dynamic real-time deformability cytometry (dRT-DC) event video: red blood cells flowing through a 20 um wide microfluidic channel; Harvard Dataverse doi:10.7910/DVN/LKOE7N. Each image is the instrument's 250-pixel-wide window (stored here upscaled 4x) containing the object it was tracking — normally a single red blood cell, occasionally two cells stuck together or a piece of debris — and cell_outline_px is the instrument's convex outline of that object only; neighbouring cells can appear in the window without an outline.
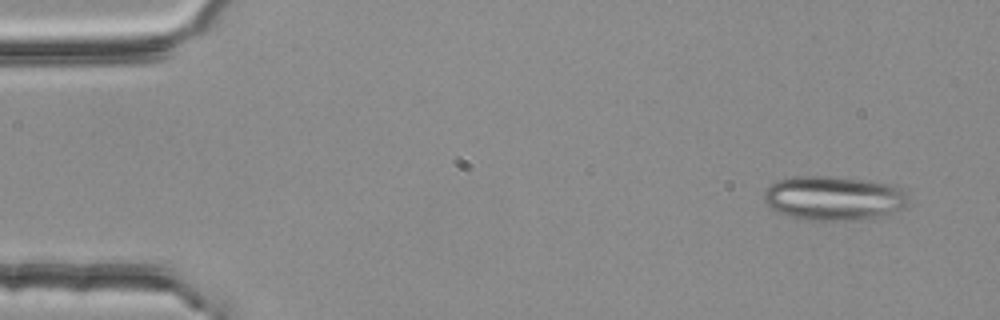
{"species": "common noctule bat (a hibernating species)", "species_latin": "Nyctalus noctula", "temperature_condition": "room temperature", "stored_images_in_passage": 4, "camera_frame_rate_fps": 3000, "um_per_image_px": 0.085, "animal": {"sex": "female", "body_mass_g": 25.1}, "frame": {"image": 1, "passage_image": 1, "time_ms": 0.0, "image_size_px": [1000, 320], "cell_outline_px": [[908, 204], [904, 208], [888, 216], [860, 220], [804, 220], [788, 216], [776, 212], [764, 204], [764, 192], [768, 184], [780, 180], [796, 176], [828, 176], [868, 180], [892, 184], [908, 192]], "centroid_in_image_um": [70.9, 16.86], "position_along_channel_um": 14.1, "area_um2": 38.15}}